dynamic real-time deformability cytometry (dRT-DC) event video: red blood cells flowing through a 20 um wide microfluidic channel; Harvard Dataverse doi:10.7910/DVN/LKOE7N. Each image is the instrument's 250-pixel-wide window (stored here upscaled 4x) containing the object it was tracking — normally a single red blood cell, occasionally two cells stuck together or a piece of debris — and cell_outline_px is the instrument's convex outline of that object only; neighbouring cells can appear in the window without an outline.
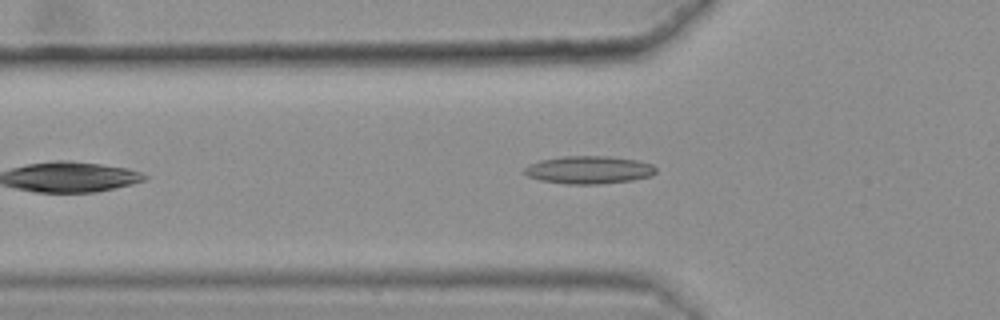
{"species": "common noctule bat (a hibernating species)", "species_latin": "Nyctalus noctula", "temperature_condition": "warm", "stored_images_in_passage": 31, "camera_frame_rate_fps": 3000, "um_per_image_px": 0.085, "animal": {"sex": "female", "body_mass_g": 25.1}, "frame": {"image": 1, "passage_image": 5, "time_ms": 1.333, "image_size_px": [1000, 320], "cell_outline_px": [[656, 172], [652, 176], [632, 180], [600, 184], [568, 184], [540, 180], [528, 176], [524, 172], [524, 168], [540, 160], [564, 156], [608, 156], [636, 160], [652, 164], [656, 168]], "centroid_in_image_um": [50.08, 14.44], "position_along_channel_um": 75.7, "area_um2": 21.21}}
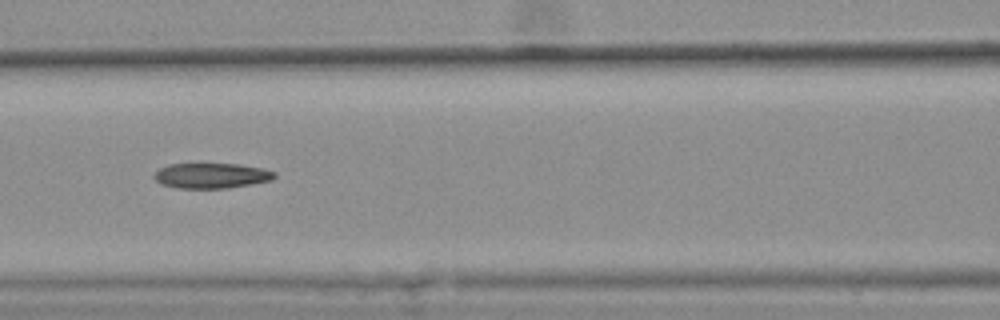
{"frame": {"image": 2, "passage_image": 11, "time_ms": 3.333, "image_size_px": [1000, 320], "cell_outline_px": [[276, 176], [272, 180], [228, 188], [176, 188], [160, 184], [152, 176], [160, 168], [168, 164], [236, 164], [260, 168], [276, 172]], "centroid_in_image_um": [17.94, 14.93], "position_along_channel_um": 148.7, "area_um2": 17.63}}
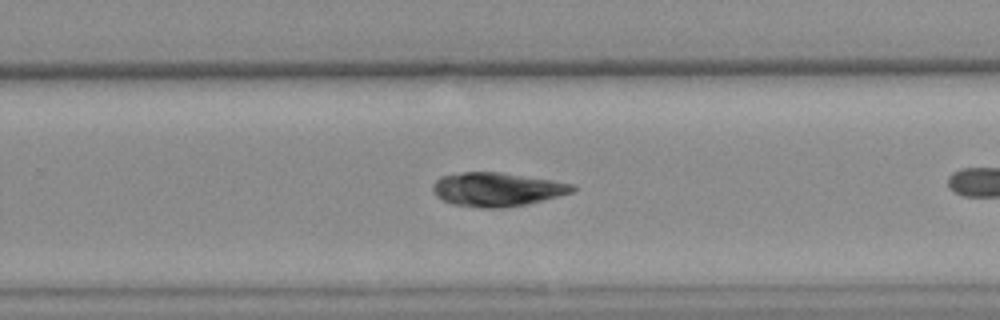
{"frame": {"image": 3, "passage_image": 19, "time_ms": 6.0, "image_size_px": [1000, 320], "cell_outline_px": [[576, 188], [572, 192], [524, 204], [500, 208], [484, 208], [452, 204], [436, 196], [432, 188], [432, 184], [440, 176], [464, 172], [500, 172], [572, 184]], "centroid_in_image_um": [42.16, 16.09], "position_along_channel_um": 287.6, "area_um2": 26.93}}